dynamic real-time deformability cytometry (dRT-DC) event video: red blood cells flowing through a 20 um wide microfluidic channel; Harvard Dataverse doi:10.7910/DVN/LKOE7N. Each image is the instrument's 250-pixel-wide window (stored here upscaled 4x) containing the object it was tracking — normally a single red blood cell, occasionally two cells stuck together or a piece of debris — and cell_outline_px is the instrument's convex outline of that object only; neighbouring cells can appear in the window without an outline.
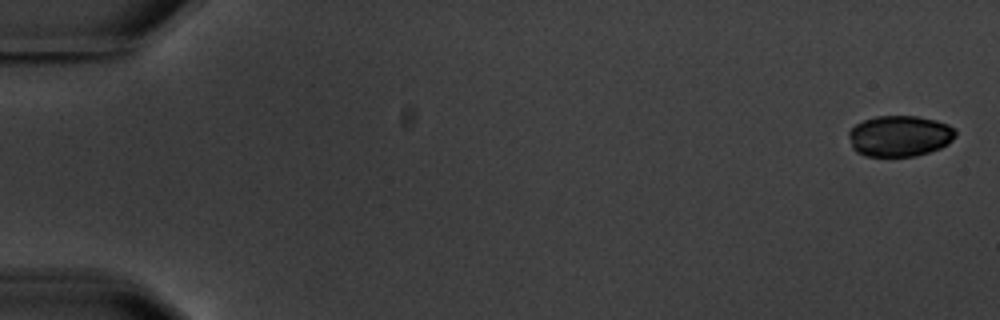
{"species": "common noctule bat (a hibernating species)", "species_latin": "Nyctalus noctula", "temperature_condition": "warm", "stored_images_in_passage": 5, "camera_frame_rate_fps": 3000, "um_per_image_px": 0.085, "animal": {"sex": "male", "body_mass_g": 20.1, "forearm_length_mm": 53.5}, "frame": {"image": 1, "passage_image": 1, "time_ms": 0.0, "image_size_px": [1000, 320], "cell_outline_px": [[956, 136], [948, 144], [940, 148], [916, 156], [864, 156], [856, 152], [852, 148], [848, 136], [848, 132], [856, 124], [864, 120], [876, 116], [916, 116], [936, 120], [948, 124], [956, 128]], "centroid_in_image_um": [76.47, 11.56], "position_along_channel_um": 8.5, "area_um2": 25.72}}